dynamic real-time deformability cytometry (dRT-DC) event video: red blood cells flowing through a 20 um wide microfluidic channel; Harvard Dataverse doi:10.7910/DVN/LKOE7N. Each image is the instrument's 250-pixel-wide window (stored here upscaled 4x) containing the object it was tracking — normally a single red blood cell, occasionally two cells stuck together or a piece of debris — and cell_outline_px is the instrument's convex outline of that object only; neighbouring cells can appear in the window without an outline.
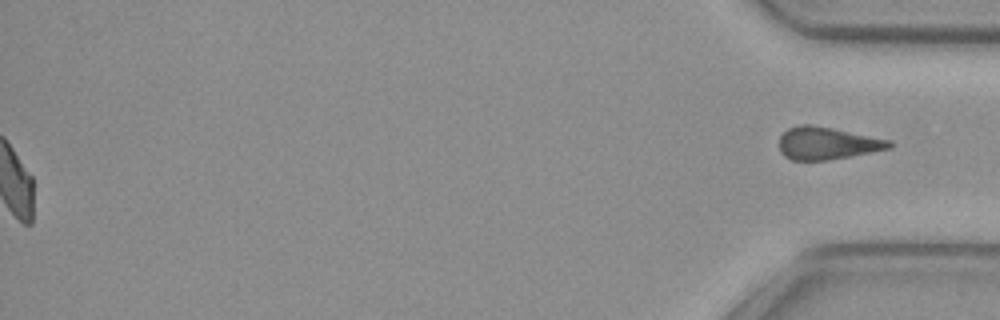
{"species": "common noctule bat (a hibernating species)", "species_latin": "Nyctalus noctula", "temperature_condition": "cold", "stored_images_in_passage": 55, "segment_of_instrument_passage": [2, 2], "camera_frame_rate_fps": 3000, "um_per_image_px": 0.085, "animal": {"sex": "female", "body_mass_g": 29.2, "forearm_length_mm": 56.3}, "frame": {"image": 1, "passage_image": 55, "time_ms": 18.0, "image_size_px": [1000, 320], "cell_outline_px": [[892, 148], [828, 160], [792, 160], [784, 156], [780, 152], [780, 136], [788, 128], [800, 124], [812, 124], [892, 140]], "centroid_in_image_um": [70.31, 12.17], "position_along_channel_um": 364.9, "area_um2": 20.81}}